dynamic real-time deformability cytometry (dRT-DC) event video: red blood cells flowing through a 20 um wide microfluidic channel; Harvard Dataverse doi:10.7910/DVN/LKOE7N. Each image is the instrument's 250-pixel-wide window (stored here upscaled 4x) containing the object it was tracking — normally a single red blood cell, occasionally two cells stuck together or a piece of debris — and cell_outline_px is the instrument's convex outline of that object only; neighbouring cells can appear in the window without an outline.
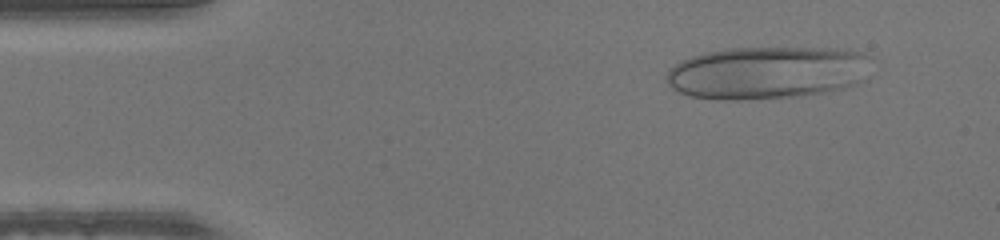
{"species": "human", "species_latin": "Homo sapiens", "temperature_condition": "warm", "stored_images_in_passage": 48, "camera_frame_rate_fps": 3000, "um_per_image_px": 0.085, "donor": {"sex": "male"}, "frame": {"image": 1, "passage_image": 5, "time_ms": 1.333, "image_size_px": [1000, 240], "cell_outline_px": [[868, 80], [856, 84], [840, 88], [820, 92], [792, 96], [736, 100], [720, 100], [688, 96], [672, 88], [668, 84], [664, 76], [668, 68], [680, 60], [692, 56], [708, 52], [728, 48], [832, 48], [856, 52], [868, 56]], "centroid_in_image_um": [65.14, 6.17], "position_along_channel_um": 19.9, "area_um2": 62.83}}
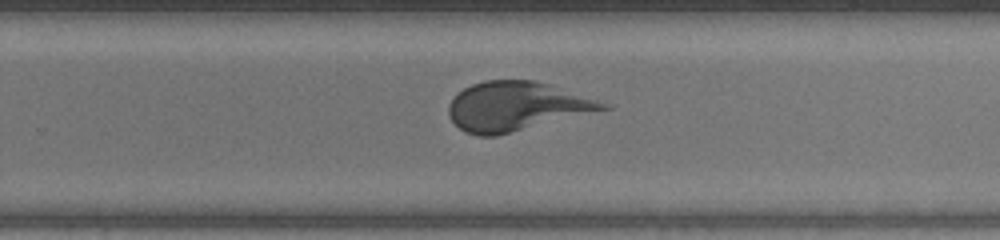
{"frame": {"image": 2, "passage_image": 30, "time_ms": 9.667, "image_size_px": [1000, 240], "cell_outline_px": [[612, 108], [496, 136], [480, 136], [464, 132], [448, 116], [448, 104], [464, 88], [472, 84], [484, 80], [536, 80], [612, 104]], "centroid_in_image_um": [43.91, 9.04], "position_along_channel_um": 285.9, "area_um2": 44.04}}
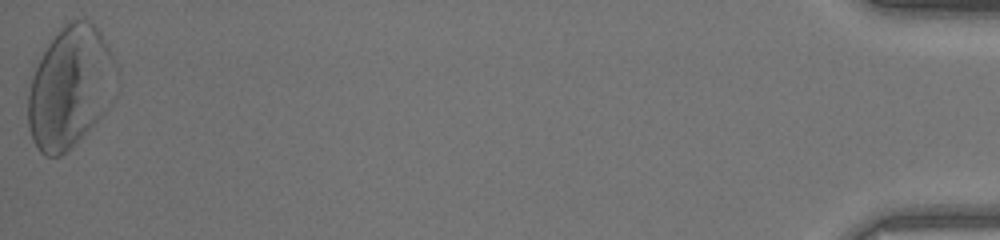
{"frame": {"image": 3, "passage_image": 48, "time_ms": 15.667, "image_size_px": [1000, 240], "cell_outline_px": [[120, 72], [112, 104], [60, 156], [44, 156], [40, 152], [32, 140], [28, 128], [28, 92], [32, 76], [48, 44], [60, 28], [68, 20], [88, 20], [100, 32]], "centroid_in_image_um": [5.98, 7.4], "position_along_channel_um": 429.2, "area_um2": 62.19}}